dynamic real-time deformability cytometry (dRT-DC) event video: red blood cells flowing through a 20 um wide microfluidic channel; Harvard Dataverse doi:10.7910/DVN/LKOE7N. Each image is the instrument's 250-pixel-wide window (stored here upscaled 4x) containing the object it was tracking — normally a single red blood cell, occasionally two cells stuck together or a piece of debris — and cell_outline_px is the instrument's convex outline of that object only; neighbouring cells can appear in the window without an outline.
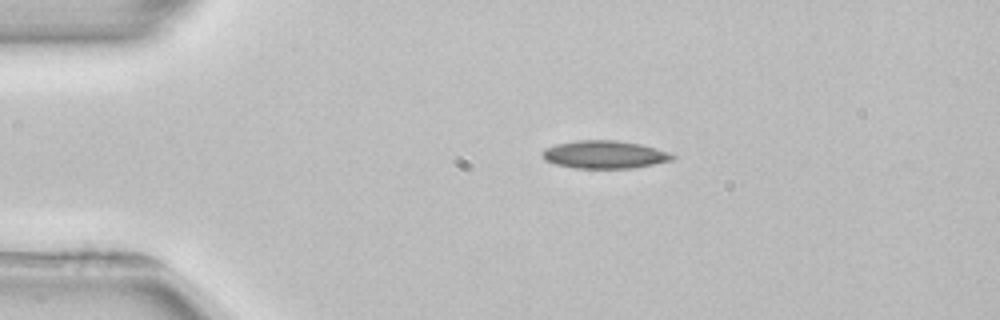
{"species": "common noctule bat (a hibernating species)", "species_latin": "Nyctalus noctula", "temperature_condition": "room temperature", "stored_images_in_passage": 3, "camera_frame_rate_fps": 3000, "um_per_image_px": 0.085, "animal": {"sex": "female", "body_mass_g": 22.7, "forearm_length_mm": 54.2}, "frame": {"image": 1, "passage_image": 2, "time_ms": 1.333, "image_size_px": [1000, 320], "cell_outline_px": [[676, 156], [672, 160], [632, 168], [576, 168], [556, 164], [544, 160], [540, 152], [544, 148], [556, 144], [576, 140], [616, 140], [640, 144], [656, 148], [668, 152]], "centroid_in_image_um": [51.34, 13.13], "position_along_channel_um": 33.7, "area_um2": 21.1}}